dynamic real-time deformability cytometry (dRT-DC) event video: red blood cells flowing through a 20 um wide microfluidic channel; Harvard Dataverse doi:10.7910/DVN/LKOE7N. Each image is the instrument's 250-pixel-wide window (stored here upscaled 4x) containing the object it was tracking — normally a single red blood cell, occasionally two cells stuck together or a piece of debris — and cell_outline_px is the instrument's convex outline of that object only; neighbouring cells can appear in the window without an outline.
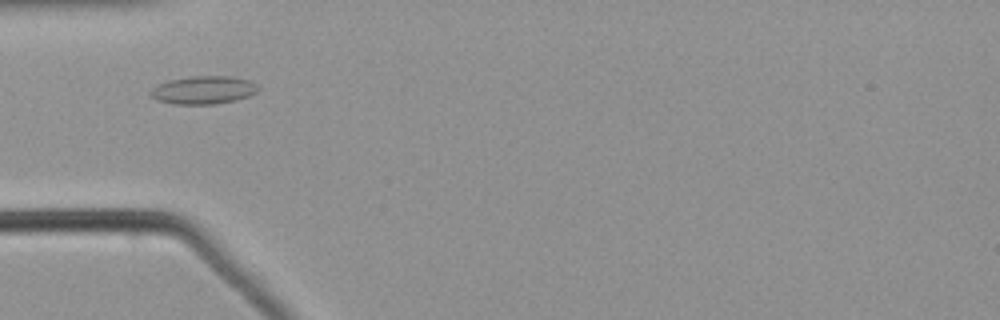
{"species": "common noctule bat (a hibernating species)", "species_latin": "Nyctalus noctula", "temperature_condition": "warm", "stored_images_in_passage": 40, "camera_frame_rate_fps": 3000, "um_per_image_px": 0.085, "animal": {"sex": "male", "body_mass_g": 21.5, "forearm_length_mm": 52.0}, "frame": {"image": 1, "passage_image": 4, "time_ms": 1.0, "image_size_px": [1000, 320], "cell_outline_px": [[260, 88], [256, 92], [248, 96], [236, 100], [216, 104], [172, 104], [156, 100], [148, 92], [152, 88], [168, 80], [192, 76], [232, 76], [248, 80], [256, 84]], "centroid_in_image_um": [17.29, 7.65], "position_along_channel_um": 67.7, "area_um2": 17.63}}
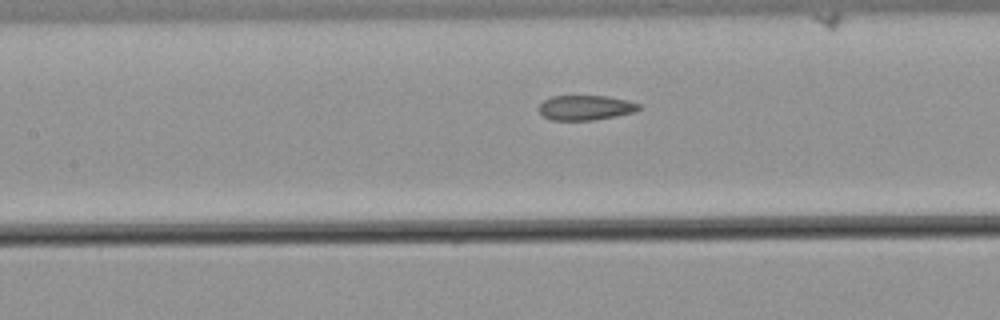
{"frame": {"image": 2, "passage_image": 11, "time_ms": 3.333, "image_size_px": [1000, 320], "cell_outline_px": [[644, 108], [632, 112], [616, 116], [592, 120], [552, 120], [544, 116], [536, 108], [544, 100], [552, 96], [604, 96], [628, 100], [640, 104]], "centroid_in_image_um": [49.77, 9.15], "position_along_channel_um": 157.6, "area_um2": 14.51}}
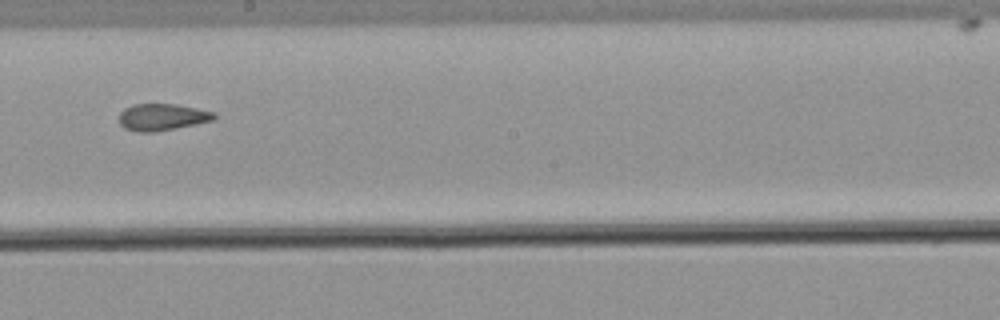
{"frame": {"image": 3, "passage_image": 17, "time_ms": 5.333, "image_size_px": [1000, 320], "cell_outline_px": [[216, 116], [212, 120], [196, 124], [152, 132], [140, 132], [124, 128], [120, 124], [120, 112], [124, 108], [132, 104], [176, 104], [216, 112]], "centroid_in_image_um": [13.77, 9.94], "position_along_channel_um": 234.4, "area_um2": 14.74}}